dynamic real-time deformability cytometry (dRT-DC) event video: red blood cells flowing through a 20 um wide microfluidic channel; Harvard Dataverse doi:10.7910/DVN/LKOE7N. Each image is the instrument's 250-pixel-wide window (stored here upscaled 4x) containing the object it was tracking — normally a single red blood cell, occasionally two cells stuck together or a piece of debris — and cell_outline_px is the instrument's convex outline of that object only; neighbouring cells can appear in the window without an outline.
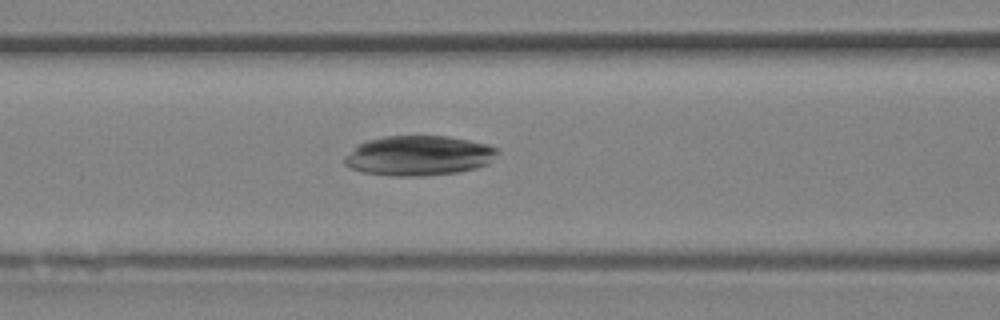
{"species": "Egyptian fruit bat (a non-hibernating species)", "species_latin": "Rousettus aegyptiacus", "temperature_condition": "room temperature", "stored_images_in_passage": 28, "camera_frame_rate_fps": 3000, "um_per_image_px": 0.085, "animal": {"sex": "female"}, "frame": {"image": 1, "passage_image": 14, "time_ms": 4.333, "image_size_px": [1000, 320], "cell_outline_px": [[500, 152], [488, 164], [476, 168], [456, 172], [424, 176], [396, 176], [364, 172], [348, 168], [344, 164], [344, 156], [360, 144], [368, 140], [384, 136], [448, 136], [488, 144], [500, 148]], "centroid_in_image_um": [35.63, 13.23], "position_along_channel_um": 131.0, "area_um2": 35.66}}
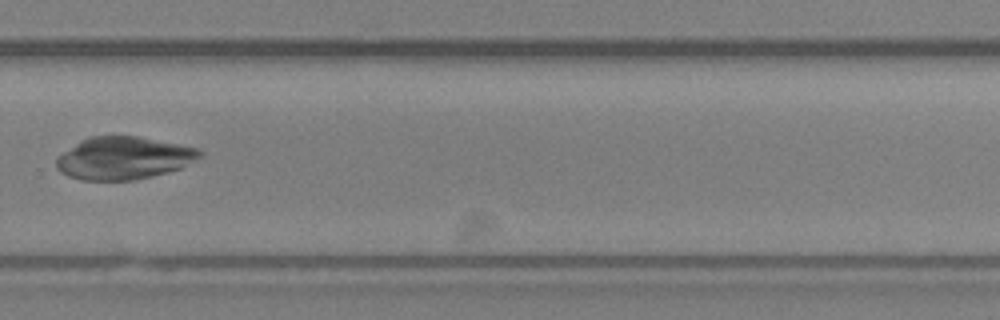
{"frame": {"image": 2, "passage_image": 24, "time_ms": 7.667, "image_size_px": [1000, 320], "cell_outline_px": [[204, 156], [180, 168], [168, 172], [152, 176], [132, 180], [84, 180], [68, 176], [60, 172], [56, 168], [56, 156], [80, 140], [92, 136], [136, 136], [200, 148], [204, 152]], "centroid_in_image_um": [10.51, 13.43], "position_along_channel_um": 319.3, "area_um2": 35.78}}
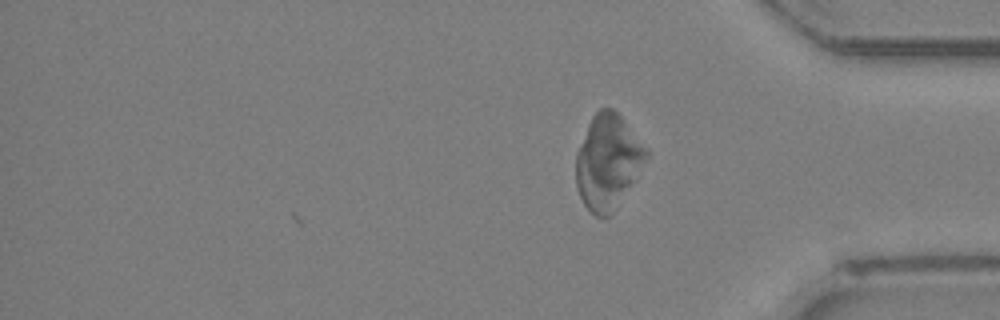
{"frame": {"image": 3, "passage_image": 28, "time_ms": 9.0, "image_size_px": [1000, 320], "cell_outline_px": [[648, 156], [636, 180], [612, 212], [604, 220], [596, 216], [584, 204], [580, 196], [576, 184], [576, 152], [588, 124], [592, 116], [600, 108], [612, 108], [624, 120], [648, 148]], "centroid_in_image_um": [51.67, 13.75], "position_along_channel_um": 383.5, "area_um2": 38.73}}